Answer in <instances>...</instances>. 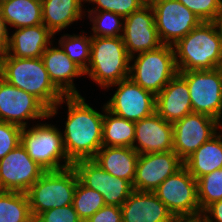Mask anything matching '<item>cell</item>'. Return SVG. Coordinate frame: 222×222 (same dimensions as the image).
Masks as SVG:
<instances>
[{
    "label": "cell",
    "mask_w": 222,
    "mask_h": 222,
    "mask_svg": "<svg viewBox=\"0 0 222 222\" xmlns=\"http://www.w3.org/2000/svg\"><path fill=\"white\" fill-rule=\"evenodd\" d=\"M63 103H66L68 110L65 129L61 134L68 159L72 163L81 159H93L103 146L104 105L102 112H99L86 103L82 95L64 96L49 110L50 119L58 114V107Z\"/></svg>",
    "instance_id": "cell-1"
},
{
    "label": "cell",
    "mask_w": 222,
    "mask_h": 222,
    "mask_svg": "<svg viewBox=\"0 0 222 222\" xmlns=\"http://www.w3.org/2000/svg\"><path fill=\"white\" fill-rule=\"evenodd\" d=\"M0 76L36 97L48 110L65 96L50 80L40 58H16L0 53Z\"/></svg>",
    "instance_id": "cell-2"
},
{
    "label": "cell",
    "mask_w": 222,
    "mask_h": 222,
    "mask_svg": "<svg viewBox=\"0 0 222 222\" xmlns=\"http://www.w3.org/2000/svg\"><path fill=\"white\" fill-rule=\"evenodd\" d=\"M173 49L178 72L222 67V42L212 22H201Z\"/></svg>",
    "instance_id": "cell-3"
},
{
    "label": "cell",
    "mask_w": 222,
    "mask_h": 222,
    "mask_svg": "<svg viewBox=\"0 0 222 222\" xmlns=\"http://www.w3.org/2000/svg\"><path fill=\"white\" fill-rule=\"evenodd\" d=\"M130 56L122 36H91L90 62L84 75L106 89L108 86L129 78Z\"/></svg>",
    "instance_id": "cell-4"
},
{
    "label": "cell",
    "mask_w": 222,
    "mask_h": 222,
    "mask_svg": "<svg viewBox=\"0 0 222 222\" xmlns=\"http://www.w3.org/2000/svg\"><path fill=\"white\" fill-rule=\"evenodd\" d=\"M78 176L73 167L44 174L27 191L30 212L35 220L41 213L73 204Z\"/></svg>",
    "instance_id": "cell-5"
},
{
    "label": "cell",
    "mask_w": 222,
    "mask_h": 222,
    "mask_svg": "<svg viewBox=\"0 0 222 222\" xmlns=\"http://www.w3.org/2000/svg\"><path fill=\"white\" fill-rule=\"evenodd\" d=\"M136 55L130 57L129 78L155 96L178 73L173 46L162 44Z\"/></svg>",
    "instance_id": "cell-6"
},
{
    "label": "cell",
    "mask_w": 222,
    "mask_h": 222,
    "mask_svg": "<svg viewBox=\"0 0 222 222\" xmlns=\"http://www.w3.org/2000/svg\"><path fill=\"white\" fill-rule=\"evenodd\" d=\"M60 128L53 124L37 123L22 128L21 145L33 161L45 171H56L72 166L64 148Z\"/></svg>",
    "instance_id": "cell-7"
},
{
    "label": "cell",
    "mask_w": 222,
    "mask_h": 222,
    "mask_svg": "<svg viewBox=\"0 0 222 222\" xmlns=\"http://www.w3.org/2000/svg\"><path fill=\"white\" fill-rule=\"evenodd\" d=\"M153 192L174 217L201 219L197 181L184 165L166 178Z\"/></svg>",
    "instance_id": "cell-8"
},
{
    "label": "cell",
    "mask_w": 222,
    "mask_h": 222,
    "mask_svg": "<svg viewBox=\"0 0 222 222\" xmlns=\"http://www.w3.org/2000/svg\"><path fill=\"white\" fill-rule=\"evenodd\" d=\"M187 82L193 112L222 124V67L178 72Z\"/></svg>",
    "instance_id": "cell-9"
},
{
    "label": "cell",
    "mask_w": 222,
    "mask_h": 222,
    "mask_svg": "<svg viewBox=\"0 0 222 222\" xmlns=\"http://www.w3.org/2000/svg\"><path fill=\"white\" fill-rule=\"evenodd\" d=\"M160 42L175 45L202 21L178 0H148Z\"/></svg>",
    "instance_id": "cell-10"
},
{
    "label": "cell",
    "mask_w": 222,
    "mask_h": 222,
    "mask_svg": "<svg viewBox=\"0 0 222 222\" xmlns=\"http://www.w3.org/2000/svg\"><path fill=\"white\" fill-rule=\"evenodd\" d=\"M113 86L117 88L107 103L105 102L106 109L111 113L136 122L156 112V96L130 78L112 84L107 89Z\"/></svg>",
    "instance_id": "cell-11"
},
{
    "label": "cell",
    "mask_w": 222,
    "mask_h": 222,
    "mask_svg": "<svg viewBox=\"0 0 222 222\" xmlns=\"http://www.w3.org/2000/svg\"><path fill=\"white\" fill-rule=\"evenodd\" d=\"M172 124L173 151L183 162L222 129L218 120L196 112L189 113Z\"/></svg>",
    "instance_id": "cell-12"
},
{
    "label": "cell",
    "mask_w": 222,
    "mask_h": 222,
    "mask_svg": "<svg viewBox=\"0 0 222 222\" xmlns=\"http://www.w3.org/2000/svg\"><path fill=\"white\" fill-rule=\"evenodd\" d=\"M49 118V110L36 97L0 76V121L26 128L28 120Z\"/></svg>",
    "instance_id": "cell-13"
},
{
    "label": "cell",
    "mask_w": 222,
    "mask_h": 222,
    "mask_svg": "<svg viewBox=\"0 0 222 222\" xmlns=\"http://www.w3.org/2000/svg\"><path fill=\"white\" fill-rule=\"evenodd\" d=\"M78 180L101 193L106 205L121 206L134 191L132 184L103 170L93 159H81L72 164Z\"/></svg>",
    "instance_id": "cell-14"
},
{
    "label": "cell",
    "mask_w": 222,
    "mask_h": 222,
    "mask_svg": "<svg viewBox=\"0 0 222 222\" xmlns=\"http://www.w3.org/2000/svg\"><path fill=\"white\" fill-rule=\"evenodd\" d=\"M44 172L20 144L0 160V191L27 193Z\"/></svg>",
    "instance_id": "cell-15"
},
{
    "label": "cell",
    "mask_w": 222,
    "mask_h": 222,
    "mask_svg": "<svg viewBox=\"0 0 222 222\" xmlns=\"http://www.w3.org/2000/svg\"><path fill=\"white\" fill-rule=\"evenodd\" d=\"M122 39L130 57L141 52L154 50L162 45L149 1L124 18Z\"/></svg>",
    "instance_id": "cell-16"
},
{
    "label": "cell",
    "mask_w": 222,
    "mask_h": 222,
    "mask_svg": "<svg viewBox=\"0 0 222 222\" xmlns=\"http://www.w3.org/2000/svg\"><path fill=\"white\" fill-rule=\"evenodd\" d=\"M184 165L172 150L166 152L139 154L133 181V189L153 192L166 178Z\"/></svg>",
    "instance_id": "cell-17"
},
{
    "label": "cell",
    "mask_w": 222,
    "mask_h": 222,
    "mask_svg": "<svg viewBox=\"0 0 222 222\" xmlns=\"http://www.w3.org/2000/svg\"><path fill=\"white\" fill-rule=\"evenodd\" d=\"M173 124L165 121L156 112L135 122L133 149L138 154L173 150Z\"/></svg>",
    "instance_id": "cell-18"
},
{
    "label": "cell",
    "mask_w": 222,
    "mask_h": 222,
    "mask_svg": "<svg viewBox=\"0 0 222 222\" xmlns=\"http://www.w3.org/2000/svg\"><path fill=\"white\" fill-rule=\"evenodd\" d=\"M53 84L65 95H81L74 84V78L82 77L84 71L74 63L60 47L51 43L41 56Z\"/></svg>",
    "instance_id": "cell-19"
},
{
    "label": "cell",
    "mask_w": 222,
    "mask_h": 222,
    "mask_svg": "<svg viewBox=\"0 0 222 222\" xmlns=\"http://www.w3.org/2000/svg\"><path fill=\"white\" fill-rule=\"evenodd\" d=\"M120 208L122 222H170L174 218L154 192L134 190Z\"/></svg>",
    "instance_id": "cell-20"
},
{
    "label": "cell",
    "mask_w": 222,
    "mask_h": 222,
    "mask_svg": "<svg viewBox=\"0 0 222 222\" xmlns=\"http://www.w3.org/2000/svg\"><path fill=\"white\" fill-rule=\"evenodd\" d=\"M192 112L187 82L177 73L156 95V113L173 123Z\"/></svg>",
    "instance_id": "cell-21"
},
{
    "label": "cell",
    "mask_w": 222,
    "mask_h": 222,
    "mask_svg": "<svg viewBox=\"0 0 222 222\" xmlns=\"http://www.w3.org/2000/svg\"><path fill=\"white\" fill-rule=\"evenodd\" d=\"M12 33L5 53L16 58H40L55 40L44 24L22 27Z\"/></svg>",
    "instance_id": "cell-22"
},
{
    "label": "cell",
    "mask_w": 222,
    "mask_h": 222,
    "mask_svg": "<svg viewBox=\"0 0 222 222\" xmlns=\"http://www.w3.org/2000/svg\"><path fill=\"white\" fill-rule=\"evenodd\" d=\"M138 156L132 147L102 146L93 160L106 172L133 184Z\"/></svg>",
    "instance_id": "cell-23"
},
{
    "label": "cell",
    "mask_w": 222,
    "mask_h": 222,
    "mask_svg": "<svg viewBox=\"0 0 222 222\" xmlns=\"http://www.w3.org/2000/svg\"><path fill=\"white\" fill-rule=\"evenodd\" d=\"M83 4L81 0H42L43 24L56 35L87 15Z\"/></svg>",
    "instance_id": "cell-24"
},
{
    "label": "cell",
    "mask_w": 222,
    "mask_h": 222,
    "mask_svg": "<svg viewBox=\"0 0 222 222\" xmlns=\"http://www.w3.org/2000/svg\"><path fill=\"white\" fill-rule=\"evenodd\" d=\"M183 163L196 180L222 168V129Z\"/></svg>",
    "instance_id": "cell-25"
},
{
    "label": "cell",
    "mask_w": 222,
    "mask_h": 222,
    "mask_svg": "<svg viewBox=\"0 0 222 222\" xmlns=\"http://www.w3.org/2000/svg\"><path fill=\"white\" fill-rule=\"evenodd\" d=\"M1 16L15 29L43 24L42 0H6L0 3Z\"/></svg>",
    "instance_id": "cell-26"
},
{
    "label": "cell",
    "mask_w": 222,
    "mask_h": 222,
    "mask_svg": "<svg viewBox=\"0 0 222 222\" xmlns=\"http://www.w3.org/2000/svg\"><path fill=\"white\" fill-rule=\"evenodd\" d=\"M135 138V122L126 120L111 113L104 104L103 146L133 147Z\"/></svg>",
    "instance_id": "cell-27"
},
{
    "label": "cell",
    "mask_w": 222,
    "mask_h": 222,
    "mask_svg": "<svg viewBox=\"0 0 222 222\" xmlns=\"http://www.w3.org/2000/svg\"><path fill=\"white\" fill-rule=\"evenodd\" d=\"M0 222H34L27 193L0 191Z\"/></svg>",
    "instance_id": "cell-28"
},
{
    "label": "cell",
    "mask_w": 222,
    "mask_h": 222,
    "mask_svg": "<svg viewBox=\"0 0 222 222\" xmlns=\"http://www.w3.org/2000/svg\"><path fill=\"white\" fill-rule=\"evenodd\" d=\"M81 32L82 34L79 35L74 33L61 35L58 45L74 63L85 71L90 62L91 35H83L87 33L84 30Z\"/></svg>",
    "instance_id": "cell-29"
},
{
    "label": "cell",
    "mask_w": 222,
    "mask_h": 222,
    "mask_svg": "<svg viewBox=\"0 0 222 222\" xmlns=\"http://www.w3.org/2000/svg\"><path fill=\"white\" fill-rule=\"evenodd\" d=\"M92 23L91 36L120 37L123 34L124 18L110 11H87ZM122 32V33H121Z\"/></svg>",
    "instance_id": "cell-30"
},
{
    "label": "cell",
    "mask_w": 222,
    "mask_h": 222,
    "mask_svg": "<svg viewBox=\"0 0 222 222\" xmlns=\"http://www.w3.org/2000/svg\"><path fill=\"white\" fill-rule=\"evenodd\" d=\"M105 204L104 198L98 191L77 181L73 206L79 218L85 222Z\"/></svg>",
    "instance_id": "cell-31"
},
{
    "label": "cell",
    "mask_w": 222,
    "mask_h": 222,
    "mask_svg": "<svg viewBox=\"0 0 222 222\" xmlns=\"http://www.w3.org/2000/svg\"><path fill=\"white\" fill-rule=\"evenodd\" d=\"M196 181L197 197L201 212L213 202L222 200V168L216 169Z\"/></svg>",
    "instance_id": "cell-32"
},
{
    "label": "cell",
    "mask_w": 222,
    "mask_h": 222,
    "mask_svg": "<svg viewBox=\"0 0 222 222\" xmlns=\"http://www.w3.org/2000/svg\"><path fill=\"white\" fill-rule=\"evenodd\" d=\"M148 0H91L94 4L92 9L87 11H110L126 18L132 12L144 6Z\"/></svg>",
    "instance_id": "cell-33"
},
{
    "label": "cell",
    "mask_w": 222,
    "mask_h": 222,
    "mask_svg": "<svg viewBox=\"0 0 222 222\" xmlns=\"http://www.w3.org/2000/svg\"><path fill=\"white\" fill-rule=\"evenodd\" d=\"M202 22H211L222 9V0H178Z\"/></svg>",
    "instance_id": "cell-34"
},
{
    "label": "cell",
    "mask_w": 222,
    "mask_h": 222,
    "mask_svg": "<svg viewBox=\"0 0 222 222\" xmlns=\"http://www.w3.org/2000/svg\"><path fill=\"white\" fill-rule=\"evenodd\" d=\"M22 128L0 121V160L21 144Z\"/></svg>",
    "instance_id": "cell-35"
},
{
    "label": "cell",
    "mask_w": 222,
    "mask_h": 222,
    "mask_svg": "<svg viewBox=\"0 0 222 222\" xmlns=\"http://www.w3.org/2000/svg\"><path fill=\"white\" fill-rule=\"evenodd\" d=\"M34 222H83L74 209L73 204L41 213Z\"/></svg>",
    "instance_id": "cell-36"
},
{
    "label": "cell",
    "mask_w": 222,
    "mask_h": 222,
    "mask_svg": "<svg viewBox=\"0 0 222 222\" xmlns=\"http://www.w3.org/2000/svg\"><path fill=\"white\" fill-rule=\"evenodd\" d=\"M85 222H122L121 208L115 205H104Z\"/></svg>",
    "instance_id": "cell-37"
},
{
    "label": "cell",
    "mask_w": 222,
    "mask_h": 222,
    "mask_svg": "<svg viewBox=\"0 0 222 222\" xmlns=\"http://www.w3.org/2000/svg\"><path fill=\"white\" fill-rule=\"evenodd\" d=\"M201 222H222V200L213 202L203 212Z\"/></svg>",
    "instance_id": "cell-38"
},
{
    "label": "cell",
    "mask_w": 222,
    "mask_h": 222,
    "mask_svg": "<svg viewBox=\"0 0 222 222\" xmlns=\"http://www.w3.org/2000/svg\"><path fill=\"white\" fill-rule=\"evenodd\" d=\"M8 27L5 23V20L1 16L0 12V53H3L6 51L8 43H9V31Z\"/></svg>",
    "instance_id": "cell-39"
},
{
    "label": "cell",
    "mask_w": 222,
    "mask_h": 222,
    "mask_svg": "<svg viewBox=\"0 0 222 222\" xmlns=\"http://www.w3.org/2000/svg\"><path fill=\"white\" fill-rule=\"evenodd\" d=\"M211 22L215 26L218 36L222 42V9L217 13L216 17Z\"/></svg>",
    "instance_id": "cell-40"
},
{
    "label": "cell",
    "mask_w": 222,
    "mask_h": 222,
    "mask_svg": "<svg viewBox=\"0 0 222 222\" xmlns=\"http://www.w3.org/2000/svg\"><path fill=\"white\" fill-rule=\"evenodd\" d=\"M200 220L190 217H174L170 222H199Z\"/></svg>",
    "instance_id": "cell-41"
},
{
    "label": "cell",
    "mask_w": 222,
    "mask_h": 222,
    "mask_svg": "<svg viewBox=\"0 0 222 222\" xmlns=\"http://www.w3.org/2000/svg\"><path fill=\"white\" fill-rule=\"evenodd\" d=\"M83 3H88V2H90L91 0H81Z\"/></svg>",
    "instance_id": "cell-42"
}]
</instances>
